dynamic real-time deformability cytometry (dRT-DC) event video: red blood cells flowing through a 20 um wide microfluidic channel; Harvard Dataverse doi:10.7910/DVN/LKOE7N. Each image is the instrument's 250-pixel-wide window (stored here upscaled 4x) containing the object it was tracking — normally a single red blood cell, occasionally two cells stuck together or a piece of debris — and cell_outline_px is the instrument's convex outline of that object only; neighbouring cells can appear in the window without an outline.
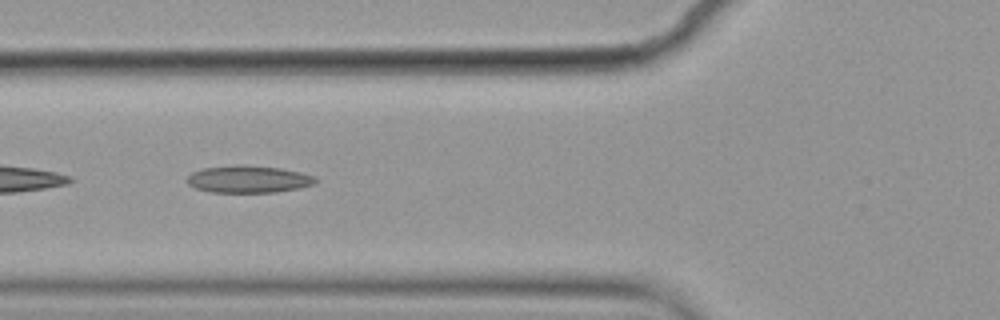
{"species": "common noctule bat (a hibernating species)", "species_latin": "Nyctalus noctula", "temperature_condition": "cold", "stored_images_in_passage": 49, "camera_frame_rate_fps": 3000, "um_per_image_px": 0.085, "animal": {"sex": "female", "body_mass_g": 19.9}, "frame": {"image": 1, "passage_image": 19, "time_ms": 6.0, "image_size_px": [1000, 320], "cell_outline_px": [[316, 180], [312, 184], [300, 188], [276, 192], [212, 192], [196, 188], [188, 184], [188, 176], [192, 172], [204, 168], [236, 164], [244, 164], [280, 168], [300, 172], [312, 176]], "centroid_in_image_um": [21.09, 15.22], "position_along_channel_um": 104.7, "area_um2": 20.23}}
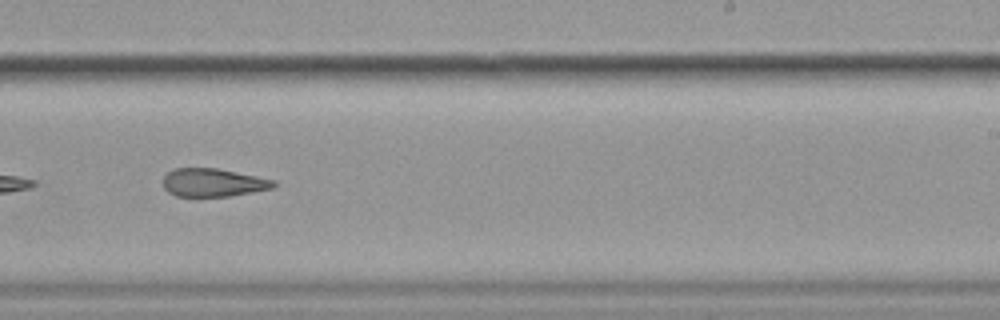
{"frame": {"image": 2, "passage_image": 33, "time_ms": 10.667, "image_size_px": [1000, 320], "cell_outline_px": [[276, 184], [272, 188], [228, 196], [176, 196], [168, 192], [164, 188], [164, 176], [168, 172], [176, 168], [216, 168], [276, 180]], "centroid_in_image_um": [18.1, 15.51], "position_along_channel_um": 270.9, "area_um2": 17.92}}
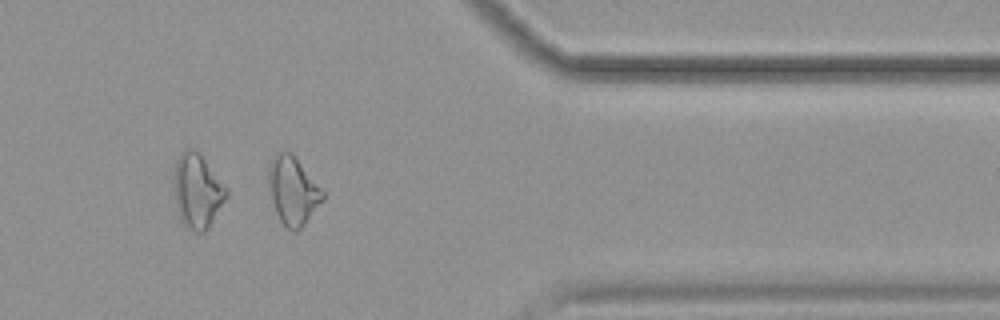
{"frame": {"image": 3, "passage_image": 44, "time_ms": 14.333, "image_size_px": [1000, 320], "cell_outline_px": [[324, 200], [304, 224], [296, 232], [288, 228], [280, 220], [276, 212], [272, 200], [268, 176], [268, 164], [280, 152], [288, 152], [296, 160], [324, 192]], "centroid_in_image_um": [24.89, 16.26], "position_along_channel_um": 386.5, "area_um2": 20.58}, "authors_computed_cell_mechanics": {"area_um2": 20.3456, "velocity_mm_per_s": 3.5721, "shape_relaxation_time_tau1_ms": null, "shape_relaxation_time_tau2_ms": 4.7882, "deformation_change_tau1": null, "deformation_change_tau2": 0.1311}}